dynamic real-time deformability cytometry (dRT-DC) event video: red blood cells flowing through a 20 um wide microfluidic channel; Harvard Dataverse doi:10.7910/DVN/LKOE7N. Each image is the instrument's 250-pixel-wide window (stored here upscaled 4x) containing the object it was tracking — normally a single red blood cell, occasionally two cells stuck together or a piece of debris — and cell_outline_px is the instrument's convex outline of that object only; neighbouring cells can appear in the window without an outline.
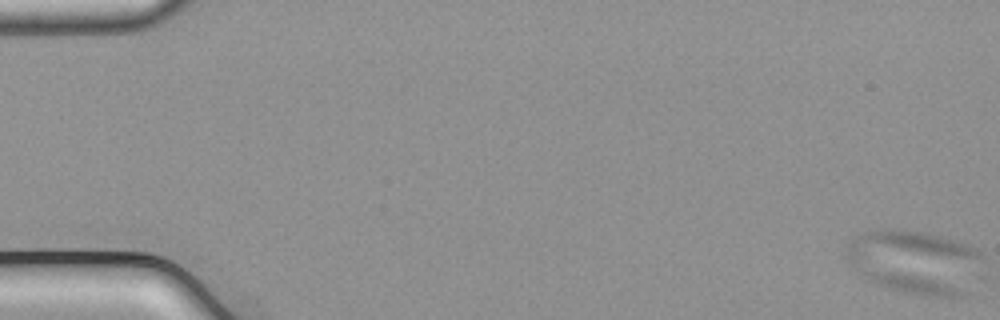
{"species": "common noctule bat (a hibernating species)", "species_latin": "Nyctalus noctula", "temperature_condition": "cold", "stored_images_in_passage": 57, "camera_frame_rate_fps": 3000, "um_per_image_px": 0.085, "animal": {"sex": "male", "body_mass_g": 21.5, "forearm_length_mm": 52.0}, "frame": {"image": 1, "passage_image": 1, "time_ms": 0.0, "image_size_px": [1000, 320], "cell_outline_px": [[984, 256], [964, 296], [928, 296], [904, 292], [868, 280], [856, 272], [848, 264], [844, 256], [848, 244], [856, 236], [868, 232], [884, 228], [924, 232], [940, 236], [968, 244], [984, 252]], "centroid_in_image_um": [77.74, 22.25], "position_along_channel_um": 7.3, "area_um2": 50.46}}
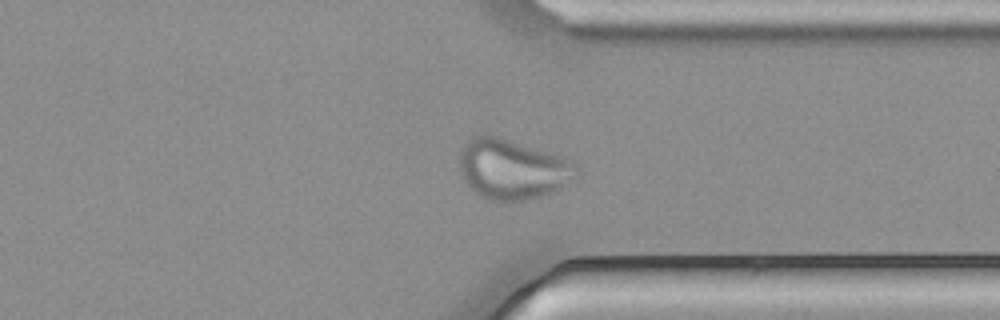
{"frame": {"image": 2, "passage_image": 44, "time_ms": 14.333, "image_size_px": [1000, 320], "cell_outline_px": [[576, 168], [552, 192], [540, 196], [524, 200], [488, 200], [476, 192], [464, 180], [460, 172], [460, 152], [464, 144], [472, 136], [496, 136], [512, 140], [576, 160]], "centroid_in_image_um": [43.48, 14.34], "position_along_channel_um": 367.9, "area_um2": 39.88}}